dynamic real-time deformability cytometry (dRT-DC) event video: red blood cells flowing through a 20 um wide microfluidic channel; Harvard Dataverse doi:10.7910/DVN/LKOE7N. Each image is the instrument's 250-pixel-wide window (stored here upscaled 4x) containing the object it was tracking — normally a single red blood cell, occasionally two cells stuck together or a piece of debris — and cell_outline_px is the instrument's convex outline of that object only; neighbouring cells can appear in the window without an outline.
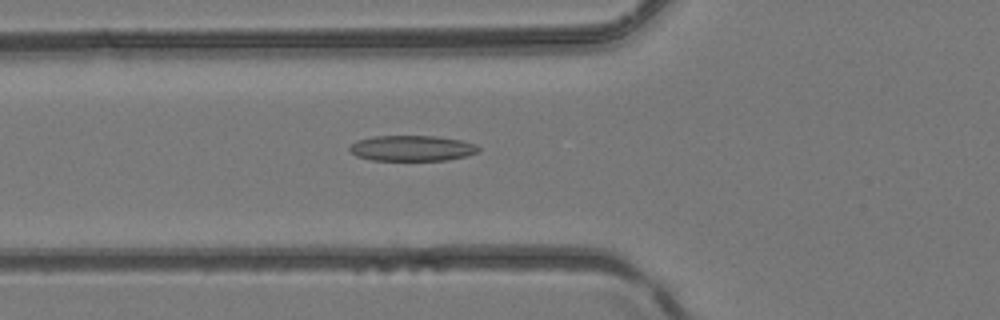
{"species": "common noctule bat (a hibernating species)", "species_latin": "Nyctalus noctula", "temperature_condition": "room temperature", "stored_images_in_passage": 28, "camera_frame_rate_fps": 3000, "um_per_image_px": 0.085, "animal": {"sex": "female", "body_mass_g": 24.6, "forearm_length_mm": 56.2}, "frame": {"image": 1, "passage_image": 5, "time_ms": 1.333, "image_size_px": [1000, 320], "cell_outline_px": [[480, 152], [464, 156], [444, 160], [372, 160], [356, 156], [348, 148], [356, 140], [372, 136], [436, 136], [460, 140], [476, 144], [480, 148]], "centroid_in_image_um": [35.01, 12.59], "position_along_channel_um": 90.8, "area_um2": 19.19}}
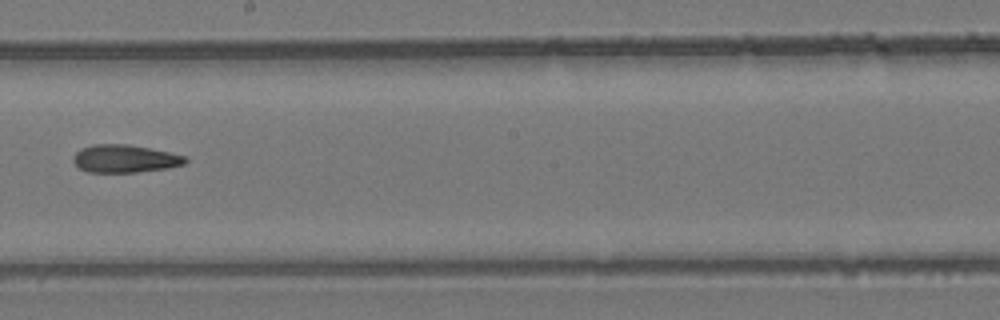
{"frame": {"image": 2, "passage_image": 14, "time_ms": 4.333, "image_size_px": [1000, 320], "cell_outline_px": [[188, 160], [184, 164], [168, 168], [136, 172], [88, 172], [80, 168], [72, 160], [72, 156], [80, 148], [92, 144], [128, 144], [168, 152], [184, 156]], "centroid_in_image_um": [10.57, 13.48], "position_along_channel_um": 237.6, "area_um2": 18.09}}
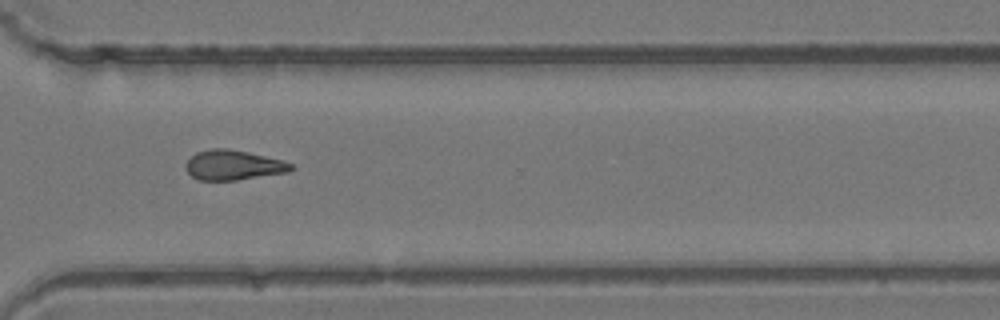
{"frame": {"image": 3, "passage_image": 21, "time_ms": 6.667, "image_size_px": [1000, 320], "cell_outline_px": [[292, 168], [288, 172], [236, 180], [200, 180], [192, 176], [184, 168], [184, 164], [196, 152], [212, 148], [224, 148], [248, 152], [280, 160], [292, 164]], "centroid_in_image_um": [19.77, 14.03], "position_along_channel_um": 350.8, "area_um2": 18.09}}